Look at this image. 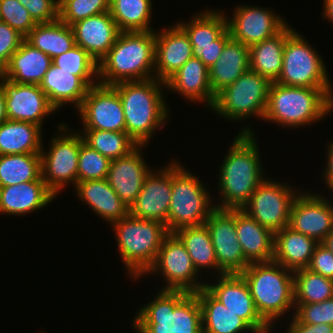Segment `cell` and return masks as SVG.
<instances>
[{"mask_svg":"<svg viewBox=\"0 0 333 333\" xmlns=\"http://www.w3.org/2000/svg\"><path fill=\"white\" fill-rule=\"evenodd\" d=\"M294 303H320L333 298V279L307 268L293 271Z\"/></svg>","mask_w":333,"mask_h":333,"instance_id":"cell-40","label":"cell"},{"mask_svg":"<svg viewBox=\"0 0 333 333\" xmlns=\"http://www.w3.org/2000/svg\"><path fill=\"white\" fill-rule=\"evenodd\" d=\"M42 130L31 122L7 119L0 124V155L40 154L45 148Z\"/></svg>","mask_w":333,"mask_h":333,"instance_id":"cell-34","label":"cell"},{"mask_svg":"<svg viewBox=\"0 0 333 333\" xmlns=\"http://www.w3.org/2000/svg\"><path fill=\"white\" fill-rule=\"evenodd\" d=\"M318 244L315 239L286 226L274 233L273 261L292 271L307 268Z\"/></svg>","mask_w":333,"mask_h":333,"instance_id":"cell-31","label":"cell"},{"mask_svg":"<svg viewBox=\"0 0 333 333\" xmlns=\"http://www.w3.org/2000/svg\"><path fill=\"white\" fill-rule=\"evenodd\" d=\"M218 276L216 284L205 281V288L256 333H270L272 327L259 315L244 278L240 274Z\"/></svg>","mask_w":333,"mask_h":333,"instance_id":"cell-16","label":"cell"},{"mask_svg":"<svg viewBox=\"0 0 333 333\" xmlns=\"http://www.w3.org/2000/svg\"><path fill=\"white\" fill-rule=\"evenodd\" d=\"M218 268L224 274H240L250 263L245 259L236 233V209L215 208L208 216Z\"/></svg>","mask_w":333,"mask_h":333,"instance_id":"cell-14","label":"cell"},{"mask_svg":"<svg viewBox=\"0 0 333 333\" xmlns=\"http://www.w3.org/2000/svg\"><path fill=\"white\" fill-rule=\"evenodd\" d=\"M41 177L40 154L0 155V187L36 181Z\"/></svg>","mask_w":333,"mask_h":333,"instance_id":"cell-38","label":"cell"},{"mask_svg":"<svg viewBox=\"0 0 333 333\" xmlns=\"http://www.w3.org/2000/svg\"><path fill=\"white\" fill-rule=\"evenodd\" d=\"M333 254V230L321 242Z\"/></svg>","mask_w":333,"mask_h":333,"instance_id":"cell-55","label":"cell"},{"mask_svg":"<svg viewBox=\"0 0 333 333\" xmlns=\"http://www.w3.org/2000/svg\"><path fill=\"white\" fill-rule=\"evenodd\" d=\"M290 321L287 333H333V325L306 324L299 322L294 316Z\"/></svg>","mask_w":333,"mask_h":333,"instance_id":"cell-51","label":"cell"},{"mask_svg":"<svg viewBox=\"0 0 333 333\" xmlns=\"http://www.w3.org/2000/svg\"><path fill=\"white\" fill-rule=\"evenodd\" d=\"M51 64L46 53L24 40L0 74L15 83L39 85Z\"/></svg>","mask_w":333,"mask_h":333,"instance_id":"cell-30","label":"cell"},{"mask_svg":"<svg viewBox=\"0 0 333 333\" xmlns=\"http://www.w3.org/2000/svg\"><path fill=\"white\" fill-rule=\"evenodd\" d=\"M111 226L124 267L136 281L154 265L163 240L169 234L166 225L128 214Z\"/></svg>","mask_w":333,"mask_h":333,"instance_id":"cell-7","label":"cell"},{"mask_svg":"<svg viewBox=\"0 0 333 333\" xmlns=\"http://www.w3.org/2000/svg\"><path fill=\"white\" fill-rule=\"evenodd\" d=\"M84 142L110 160L130 154L138 144L126 132L83 129Z\"/></svg>","mask_w":333,"mask_h":333,"instance_id":"cell-41","label":"cell"},{"mask_svg":"<svg viewBox=\"0 0 333 333\" xmlns=\"http://www.w3.org/2000/svg\"><path fill=\"white\" fill-rule=\"evenodd\" d=\"M321 194L303 191L295 197L289 227L321 243L333 230V203Z\"/></svg>","mask_w":333,"mask_h":333,"instance_id":"cell-18","label":"cell"},{"mask_svg":"<svg viewBox=\"0 0 333 333\" xmlns=\"http://www.w3.org/2000/svg\"><path fill=\"white\" fill-rule=\"evenodd\" d=\"M327 165L324 168L323 178L325 180L326 186H328L329 190L333 188V141L327 146Z\"/></svg>","mask_w":333,"mask_h":333,"instance_id":"cell-52","label":"cell"},{"mask_svg":"<svg viewBox=\"0 0 333 333\" xmlns=\"http://www.w3.org/2000/svg\"><path fill=\"white\" fill-rule=\"evenodd\" d=\"M270 85L267 78L248 70L215 95L212 113L216 112L231 122L245 120L249 116L263 120Z\"/></svg>","mask_w":333,"mask_h":333,"instance_id":"cell-10","label":"cell"},{"mask_svg":"<svg viewBox=\"0 0 333 333\" xmlns=\"http://www.w3.org/2000/svg\"><path fill=\"white\" fill-rule=\"evenodd\" d=\"M164 168L146 176L142 189L129 208V214L144 220L167 224L172 194V161Z\"/></svg>","mask_w":333,"mask_h":333,"instance_id":"cell-20","label":"cell"},{"mask_svg":"<svg viewBox=\"0 0 333 333\" xmlns=\"http://www.w3.org/2000/svg\"><path fill=\"white\" fill-rule=\"evenodd\" d=\"M110 0H59L58 19L69 26L90 16L108 12Z\"/></svg>","mask_w":333,"mask_h":333,"instance_id":"cell-43","label":"cell"},{"mask_svg":"<svg viewBox=\"0 0 333 333\" xmlns=\"http://www.w3.org/2000/svg\"><path fill=\"white\" fill-rule=\"evenodd\" d=\"M293 314L299 322L306 324L333 325V298L320 303H294Z\"/></svg>","mask_w":333,"mask_h":333,"instance_id":"cell-46","label":"cell"},{"mask_svg":"<svg viewBox=\"0 0 333 333\" xmlns=\"http://www.w3.org/2000/svg\"><path fill=\"white\" fill-rule=\"evenodd\" d=\"M111 160L81 142L78 159V182L106 179Z\"/></svg>","mask_w":333,"mask_h":333,"instance_id":"cell-44","label":"cell"},{"mask_svg":"<svg viewBox=\"0 0 333 333\" xmlns=\"http://www.w3.org/2000/svg\"><path fill=\"white\" fill-rule=\"evenodd\" d=\"M83 129L126 132L123 106L112 85L91 86L78 109Z\"/></svg>","mask_w":333,"mask_h":333,"instance_id":"cell-15","label":"cell"},{"mask_svg":"<svg viewBox=\"0 0 333 333\" xmlns=\"http://www.w3.org/2000/svg\"><path fill=\"white\" fill-rule=\"evenodd\" d=\"M295 29L286 25L276 35L251 45L250 70L254 71L270 82H276L282 71L283 51L286 38Z\"/></svg>","mask_w":333,"mask_h":333,"instance_id":"cell-32","label":"cell"},{"mask_svg":"<svg viewBox=\"0 0 333 333\" xmlns=\"http://www.w3.org/2000/svg\"><path fill=\"white\" fill-rule=\"evenodd\" d=\"M174 234L184 244L197 272H200L203 268H213V270L219 272L217 274H224L218 268L215 249L206 224L183 227L176 230Z\"/></svg>","mask_w":333,"mask_h":333,"instance_id":"cell-36","label":"cell"},{"mask_svg":"<svg viewBox=\"0 0 333 333\" xmlns=\"http://www.w3.org/2000/svg\"><path fill=\"white\" fill-rule=\"evenodd\" d=\"M188 35L191 44L211 43L227 30L224 12L203 10L192 16L188 23H177Z\"/></svg>","mask_w":333,"mask_h":333,"instance_id":"cell-39","label":"cell"},{"mask_svg":"<svg viewBox=\"0 0 333 333\" xmlns=\"http://www.w3.org/2000/svg\"><path fill=\"white\" fill-rule=\"evenodd\" d=\"M155 31L120 32L98 63V81L104 85L155 78Z\"/></svg>","mask_w":333,"mask_h":333,"instance_id":"cell-3","label":"cell"},{"mask_svg":"<svg viewBox=\"0 0 333 333\" xmlns=\"http://www.w3.org/2000/svg\"><path fill=\"white\" fill-rule=\"evenodd\" d=\"M254 135L247 126L232 140L218 173L221 200L220 204L215 205L216 208L242 209L255 189L266 179Z\"/></svg>","mask_w":333,"mask_h":333,"instance_id":"cell-1","label":"cell"},{"mask_svg":"<svg viewBox=\"0 0 333 333\" xmlns=\"http://www.w3.org/2000/svg\"><path fill=\"white\" fill-rule=\"evenodd\" d=\"M42 177L13 186L0 187V213L25 215L39 211L55 199Z\"/></svg>","mask_w":333,"mask_h":333,"instance_id":"cell-24","label":"cell"},{"mask_svg":"<svg viewBox=\"0 0 333 333\" xmlns=\"http://www.w3.org/2000/svg\"><path fill=\"white\" fill-rule=\"evenodd\" d=\"M204 185L182 164L172 161V194L166 224L169 233L205 224L216 204Z\"/></svg>","mask_w":333,"mask_h":333,"instance_id":"cell-8","label":"cell"},{"mask_svg":"<svg viewBox=\"0 0 333 333\" xmlns=\"http://www.w3.org/2000/svg\"><path fill=\"white\" fill-rule=\"evenodd\" d=\"M202 313L203 333H256L243 319L232 313L205 287L195 292Z\"/></svg>","mask_w":333,"mask_h":333,"instance_id":"cell-33","label":"cell"},{"mask_svg":"<svg viewBox=\"0 0 333 333\" xmlns=\"http://www.w3.org/2000/svg\"><path fill=\"white\" fill-rule=\"evenodd\" d=\"M166 88L192 102H205L210 109L215 95L209 82V68L198 58L192 57L166 82Z\"/></svg>","mask_w":333,"mask_h":333,"instance_id":"cell-25","label":"cell"},{"mask_svg":"<svg viewBox=\"0 0 333 333\" xmlns=\"http://www.w3.org/2000/svg\"><path fill=\"white\" fill-rule=\"evenodd\" d=\"M155 37V78L166 82L193 57L192 45L186 32L177 23L167 29L155 30Z\"/></svg>","mask_w":333,"mask_h":333,"instance_id":"cell-21","label":"cell"},{"mask_svg":"<svg viewBox=\"0 0 333 333\" xmlns=\"http://www.w3.org/2000/svg\"><path fill=\"white\" fill-rule=\"evenodd\" d=\"M0 86L5 93L8 120L43 127L44 118L56 111L39 85L15 83L0 74Z\"/></svg>","mask_w":333,"mask_h":333,"instance_id":"cell-19","label":"cell"},{"mask_svg":"<svg viewBox=\"0 0 333 333\" xmlns=\"http://www.w3.org/2000/svg\"><path fill=\"white\" fill-rule=\"evenodd\" d=\"M75 43L98 63L114 45L120 30L109 11L90 16L72 26Z\"/></svg>","mask_w":333,"mask_h":333,"instance_id":"cell-23","label":"cell"},{"mask_svg":"<svg viewBox=\"0 0 333 333\" xmlns=\"http://www.w3.org/2000/svg\"><path fill=\"white\" fill-rule=\"evenodd\" d=\"M36 23H48L58 19L59 0H18Z\"/></svg>","mask_w":333,"mask_h":333,"instance_id":"cell-48","label":"cell"},{"mask_svg":"<svg viewBox=\"0 0 333 333\" xmlns=\"http://www.w3.org/2000/svg\"><path fill=\"white\" fill-rule=\"evenodd\" d=\"M112 86L117 90L123 106L126 133L138 146H147L154 132L164 127L169 118L162 90L165 82L153 78Z\"/></svg>","mask_w":333,"mask_h":333,"instance_id":"cell-2","label":"cell"},{"mask_svg":"<svg viewBox=\"0 0 333 333\" xmlns=\"http://www.w3.org/2000/svg\"><path fill=\"white\" fill-rule=\"evenodd\" d=\"M0 21L26 37L36 26L28 10L18 0H0Z\"/></svg>","mask_w":333,"mask_h":333,"instance_id":"cell-45","label":"cell"},{"mask_svg":"<svg viewBox=\"0 0 333 333\" xmlns=\"http://www.w3.org/2000/svg\"><path fill=\"white\" fill-rule=\"evenodd\" d=\"M163 276L165 286L162 290H182L189 293L198 292L205 287L204 282L197 280L198 272L181 240L169 233L163 240L154 265L147 274L159 273Z\"/></svg>","mask_w":333,"mask_h":333,"instance_id":"cell-13","label":"cell"},{"mask_svg":"<svg viewBox=\"0 0 333 333\" xmlns=\"http://www.w3.org/2000/svg\"><path fill=\"white\" fill-rule=\"evenodd\" d=\"M132 321L137 333H203L198 297L182 290H160Z\"/></svg>","mask_w":333,"mask_h":333,"instance_id":"cell-4","label":"cell"},{"mask_svg":"<svg viewBox=\"0 0 333 333\" xmlns=\"http://www.w3.org/2000/svg\"><path fill=\"white\" fill-rule=\"evenodd\" d=\"M24 40L25 37L18 31L0 21V73Z\"/></svg>","mask_w":333,"mask_h":333,"instance_id":"cell-47","label":"cell"},{"mask_svg":"<svg viewBox=\"0 0 333 333\" xmlns=\"http://www.w3.org/2000/svg\"><path fill=\"white\" fill-rule=\"evenodd\" d=\"M66 125L59 124L58 136L49 141L47 151L45 148L40 152L42 179L55 196L69 183L72 182L75 187L78 182V159L83 136L80 131L75 130L74 133Z\"/></svg>","mask_w":333,"mask_h":333,"instance_id":"cell-11","label":"cell"},{"mask_svg":"<svg viewBox=\"0 0 333 333\" xmlns=\"http://www.w3.org/2000/svg\"><path fill=\"white\" fill-rule=\"evenodd\" d=\"M25 40L51 59L76 45L72 27L59 19L48 23H37Z\"/></svg>","mask_w":333,"mask_h":333,"instance_id":"cell-35","label":"cell"},{"mask_svg":"<svg viewBox=\"0 0 333 333\" xmlns=\"http://www.w3.org/2000/svg\"><path fill=\"white\" fill-rule=\"evenodd\" d=\"M331 111L333 99L322 88L271 82L263 121L298 128L324 119Z\"/></svg>","mask_w":333,"mask_h":333,"instance_id":"cell-6","label":"cell"},{"mask_svg":"<svg viewBox=\"0 0 333 333\" xmlns=\"http://www.w3.org/2000/svg\"><path fill=\"white\" fill-rule=\"evenodd\" d=\"M144 146H138L127 156L111 160L107 182L128 208L139 195L150 169L143 158Z\"/></svg>","mask_w":333,"mask_h":333,"instance_id":"cell-22","label":"cell"},{"mask_svg":"<svg viewBox=\"0 0 333 333\" xmlns=\"http://www.w3.org/2000/svg\"><path fill=\"white\" fill-rule=\"evenodd\" d=\"M299 32L285 41L282 71L276 83L285 86L322 88L333 99V86L322 56Z\"/></svg>","mask_w":333,"mask_h":333,"instance_id":"cell-9","label":"cell"},{"mask_svg":"<svg viewBox=\"0 0 333 333\" xmlns=\"http://www.w3.org/2000/svg\"><path fill=\"white\" fill-rule=\"evenodd\" d=\"M8 119L6 113V99L5 93L0 86V124Z\"/></svg>","mask_w":333,"mask_h":333,"instance_id":"cell-54","label":"cell"},{"mask_svg":"<svg viewBox=\"0 0 333 333\" xmlns=\"http://www.w3.org/2000/svg\"><path fill=\"white\" fill-rule=\"evenodd\" d=\"M39 86L57 111L69 103L74 104L78 110L90 88L79 76L62 70L53 63Z\"/></svg>","mask_w":333,"mask_h":333,"instance_id":"cell-27","label":"cell"},{"mask_svg":"<svg viewBox=\"0 0 333 333\" xmlns=\"http://www.w3.org/2000/svg\"><path fill=\"white\" fill-rule=\"evenodd\" d=\"M323 12L321 15L322 17L329 22L333 23V0H324L323 2Z\"/></svg>","mask_w":333,"mask_h":333,"instance_id":"cell-53","label":"cell"},{"mask_svg":"<svg viewBox=\"0 0 333 333\" xmlns=\"http://www.w3.org/2000/svg\"><path fill=\"white\" fill-rule=\"evenodd\" d=\"M236 233L249 263L268 262L274 256V233L242 209H236Z\"/></svg>","mask_w":333,"mask_h":333,"instance_id":"cell-26","label":"cell"},{"mask_svg":"<svg viewBox=\"0 0 333 333\" xmlns=\"http://www.w3.org/2000/svg\"><path fill=\"white\" fill-rule=\"evenodd\" d=\"M230 38V33L227 29L218 39L211 43L191 44L193 57L200 59L208 68H210L218 60L225 43Z\"/></svg>","mask_w":333,"mask_h":333,"instance_id":"cell-49","label":"cell"},{"mask_svg":"<svg viewBox=\"0 0 333 333\" xmlns=\"http://www.w3.org/2000/svg\"><path fill=\"white\" fill-rule=\"evenodd\" d=\"M232 17L226 16L230 37L249 47L276 35L289 24L268 8L247 4L237 6Z\"/></svg>","mask_w":333,"mask_h":333,"instance_id":"cell-17","label":"cell"},{"mask_svg":"<svg viewBox=\"0 0 333 333\" xmlns=\"http://www.w3.org/2000/svg\"><path fill=\"white\" fill-rule=\"evenodd\" d=\"M52 63L62 68V70L73 72L74 75L79 76L89 87L99 83L97 81L98 62L78 45L53 58Z\"/></svg>","mask_w":333,"mask_h":333,"instance_id":"cell-42","label":"cell"},{"mask_svg":"<svg viewBox=\"0 0 333 333\" xmlns=\"http://www.w3.org/2000/svg\"><path fill=\"white\" fill-rule=\"evenodd\" d=\"M152 1L110 0L109 13L121 32L153 31L150 26Z\"/></svg>","mask_w":333,"mask_h":333,"instance_id":"cell-37","label":"cell"},{"mask_svg":"<svg viewBox=\"0 0 333 333\" xmlns=\"http://www.w3.org/2000/svg\"><path fill=\"white\" fill-rule=\"evenodd\" d=\"M296 191L288 183L266 177L242 210L260 225L276 233L289 225L291 206L299 194Z\"/></svg>","mask_w":333,"mask_h":333,"instance_id":"cell-12","label":"cell"},{"mask_svg":"<svg viewBox=\"0 0 333 333\" xmlns=\"http://www.w3.org/2000/svg\"><path fill=\"white\" fill-rule=\"evenodd\" d=\"M249 58V46L230 38L225 43L218 60L209 68V82L212 93L216 95L250 70Z\"/></svg>","mask_w":333,"mask_h":333,"instance_id":"cell-29","label":"cell"},{"mask_svg":"<svg viewBox=\"0 0 333 333\" xmlns=\"http://www.w3.org/2000/svg\"><path fill=\"white\" fill-rule=\"evenodd\" d=\"M312 272L333 279V254L321 243H319L313 252L309 266Z\"/></svg>","mask_w":333,"mask_h":333,"instance_id":"cell-50","label":"cell"},{"mask_svg":"<svg viewBox=\"0 0 333 333\" xmlns=\"http://www.w3.org/2000/svg\"><path fill=\"white\" fill-rule=\"evenodd\" d=\"M75 188L77 197L110 224L129 214V208L106 179L77 182Z\"/></svg>","mask_w":333,"mask_h":333,"instance_id":"cell-28","label":"cell"},{"mask_svg":"<svg viewBox=\"0 0 333 333\" xmlns=\"http://www.w3.org/2000/svg\"><path fill=\"white\" fill-rule=\"evenodd\" d=\"M240 275L259 315L274 329V322L295 307L293 271L272 260L250 263Z\"/></svg>","mask_w":333,"mask_h":333,"instance_id":"cell-5","label":"cell"}]
</instances>
